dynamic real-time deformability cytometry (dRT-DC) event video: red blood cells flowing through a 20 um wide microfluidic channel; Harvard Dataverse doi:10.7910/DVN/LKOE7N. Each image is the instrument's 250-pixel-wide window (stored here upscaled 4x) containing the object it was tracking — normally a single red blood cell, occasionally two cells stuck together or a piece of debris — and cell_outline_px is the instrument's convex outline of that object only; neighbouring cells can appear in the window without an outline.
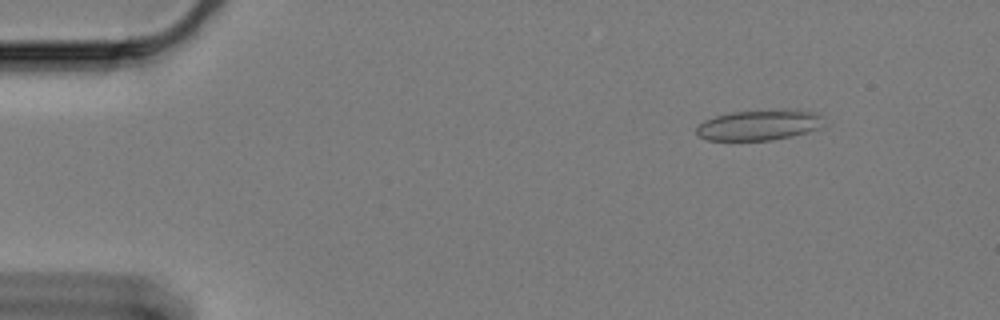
{"species": "Egyptian fruit bat (a non-hibernating species)", "species_latin": "Rousettus aegyptiacus", "temperature_condition": "cold", "stored_images_in_passage": 60, "camera_frame_rate_fps": 3000, "um_per_image_px": 0.085, "animal": {"sex": "female"}, "frame": {"image": 1, "passage_image": 7, "time_ms": 2.0, "image_size_px": [1000, 320], "cell_outline_px": [[820, 128], [808, 132], [792, 136], [772, 140], [708, 140], [700, 136], [696, 132], [696, 128], [704, 120], [716, 116], [732, 112], [784, 108], [796, 108], [816, 112], [820, 116]], "centroid_in_image_um": [64.55, 10.6], "position_along_channel_um": 20.5, "area_um2": 22.83}}
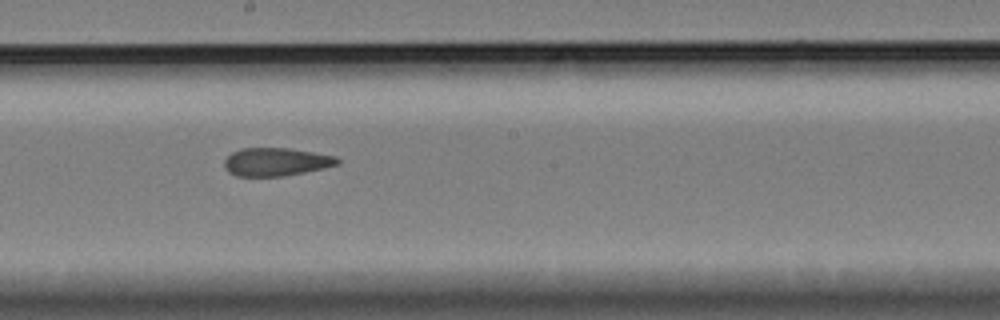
{"frame": {"image": 2, "passage_image": 33, "time_ms": 10.667, "image_size_px": [1000, 320], "cell_outline_px": [[340, 164], [324, 168], [284, 176], [236, 176], [228, 172], [224, 168], [224, 160], [232, 152], [240, 148], [292, 148], [336, 156], [340, 160]], "centroid_in_image_um": [23.46, 13.75], "position_along_channel_um": 224.7, "area_um2": 18.73}}
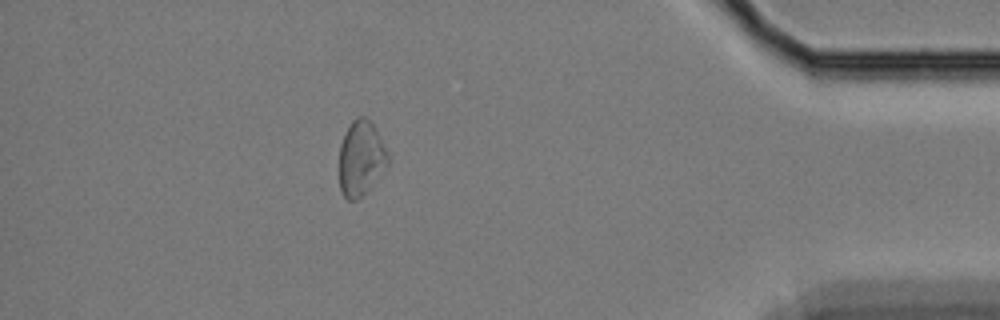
{"frame": {"image": 3, "passage_image": 53, "time_ms": 17.333, "image_size_px": [1000, 320], "cell_outline_px": [[388, 164], [372, 184], [356, 200], [348, 200], [340, 192], [340, 144], [352, 120], [356, 116], [364, 116], [372, 124], [388, 156]], "centroid_in_image_um": [30.64, 13.46], "position_along_channel_um": 404.6, "area_um2": 20.52}, "authors_computed_cell_mechanics": {"area_um2": 20.6635, "velocity_mm_per_s": 3.3202, "shape_relaxation_time_tau1_ms": null, "shape_relaxation_time_tau2_ms": 2.5524, "deformation_change_tau1": null, "deformation_change_tau2": 0.1042}}